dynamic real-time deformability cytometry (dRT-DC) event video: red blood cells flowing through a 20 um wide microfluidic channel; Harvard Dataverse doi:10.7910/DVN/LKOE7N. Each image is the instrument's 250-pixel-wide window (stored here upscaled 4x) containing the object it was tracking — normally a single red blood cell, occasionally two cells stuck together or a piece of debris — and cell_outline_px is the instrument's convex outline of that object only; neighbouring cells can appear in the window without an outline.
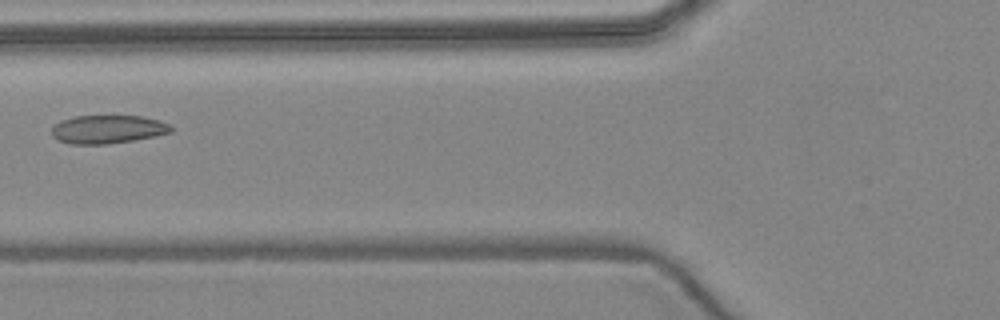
{"species": "common noctule bat (a hibernating species)", "species_latin": "Nyctalus noctula", "temperature_condition": "warm", "stored_images_in_passage": 6, "camera_frame_rate_fps": 3000, "um_per_image_px": 0.085, "animal": {"sex": "female", "body_mass_g": 24.6, "forearm_length_mm": 56.2}, "frame": {"image": 1, "passage_image": 5, "time_ms": 5.667, "image_size_px": [1000, 320], "cell_outline_px": [[172, 132], [156, 136], [108, 144], [72, 144], [60, 140], [52, 136], [52, 128], [60, 120], [76, 116], [144, 116], [160, 120], [168, 124], [172, 128]], "centroid_in_image_um": [9.18, 10.98], "position_along_channel_um": 116.6, "area_um2": 19.65}}
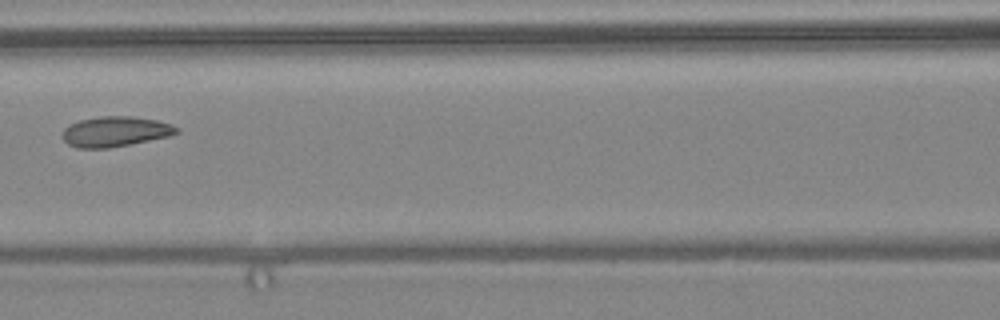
{"frame": {"image": 2, "passage_image": 6, "time_ms": 6.667, "image_size_px": [1000, 320], "cell_outline_px": [[180, 132], [172, 136], [108, 148], [76, 148], [68, 144], [64, 140], [64, 128], [68, 124], [80, 120], [100, 116], [132, 116], [156, 120], [172, 124], [180, 128]], "centroid_in_image_um": [9.84, 11.18], "position_along_channel_um": 156.8, "area_um2": 20.23}}